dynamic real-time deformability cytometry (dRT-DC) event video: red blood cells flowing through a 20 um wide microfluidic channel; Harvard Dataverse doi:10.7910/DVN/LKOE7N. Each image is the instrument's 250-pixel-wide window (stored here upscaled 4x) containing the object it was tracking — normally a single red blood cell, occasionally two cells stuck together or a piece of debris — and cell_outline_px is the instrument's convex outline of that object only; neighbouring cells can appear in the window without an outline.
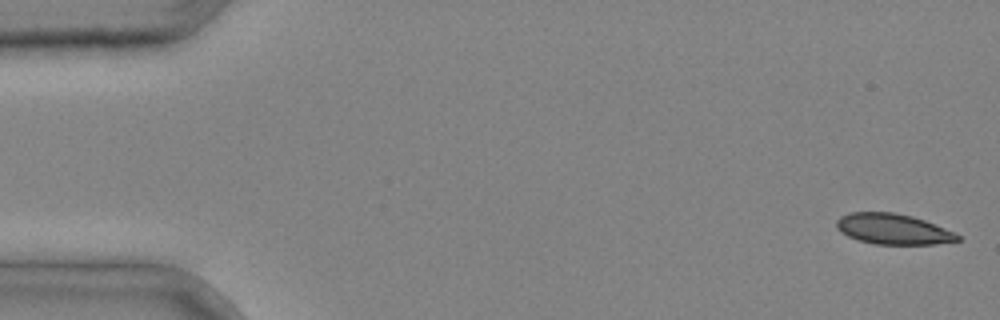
{"species": "common noctule bat (a hibernating species)", "species_latin": "Nyctalus noctula", "temperature_condition": "cold", "stored_images_in_passage": 4, "camera_frame_rate_fps": 3000, "um_per_image_px": 0.085, "animal": {"sex": "male", "body_mass_g": 20.4}, "frame": {"image": 1, "passage_image": 1, "time_ms": 0.0, "image_size_px": [1000, 320], "cell_outline_px": [[960, 240], [936, 244], [876, 244], [860, 240], [848, 236], [840, 232], [836, 228], [836, 220], [840, 216], [848, 212], [892, 212], [912, 216], [924, 220], [956, 232], [960, 236]], "centroid_in_image_um": [75.9, 19.46], "position_along_channel_um": 9.1, "area_um2": 21.62}}